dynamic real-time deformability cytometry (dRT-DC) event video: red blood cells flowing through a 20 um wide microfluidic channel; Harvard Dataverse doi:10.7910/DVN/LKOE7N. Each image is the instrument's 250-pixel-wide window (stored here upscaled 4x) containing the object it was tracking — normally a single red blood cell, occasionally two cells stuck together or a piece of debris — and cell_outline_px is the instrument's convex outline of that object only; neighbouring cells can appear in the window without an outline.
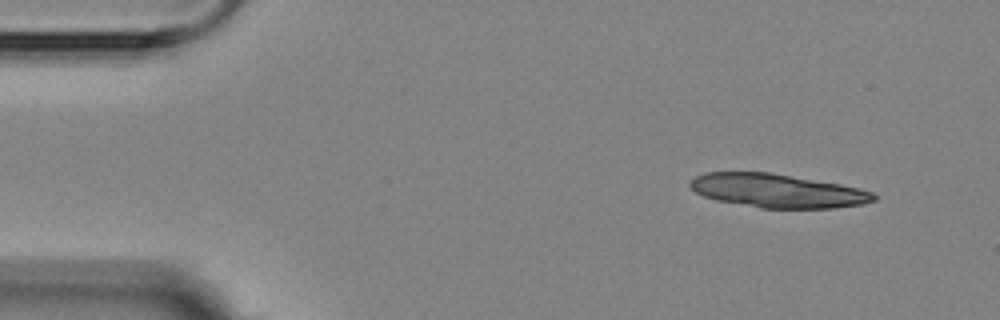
{"species": "Egyptian fruit bat (a non-hibernating species)", "species_latin": "Rousettus aegyptiacus", "temperature_condition": "room temperature", "stored_images_in_passage": 4, "camera_frame_rate_fps": 3000, "um_per_image_px": 0.085, "animal": {"sex": "female"}, "frame": {"image": 1, "passage_image": 1, "time_ms": 0.0, "image_size_px": [1000, 320], "cell_outline_px": [[876, 200], [864, 204], [832, 208], [760, 208], [716, 200], [704, 196], [696, 192], [688, 184], [688, 180], [704, 172], [768, 172], [840, 184], [860, 188], [872, 192], [876, 196]], "centroid_in_image_um": [66.06, 16.21], "position_along_channel_um": 18.9, "area_um2": 36.01}}